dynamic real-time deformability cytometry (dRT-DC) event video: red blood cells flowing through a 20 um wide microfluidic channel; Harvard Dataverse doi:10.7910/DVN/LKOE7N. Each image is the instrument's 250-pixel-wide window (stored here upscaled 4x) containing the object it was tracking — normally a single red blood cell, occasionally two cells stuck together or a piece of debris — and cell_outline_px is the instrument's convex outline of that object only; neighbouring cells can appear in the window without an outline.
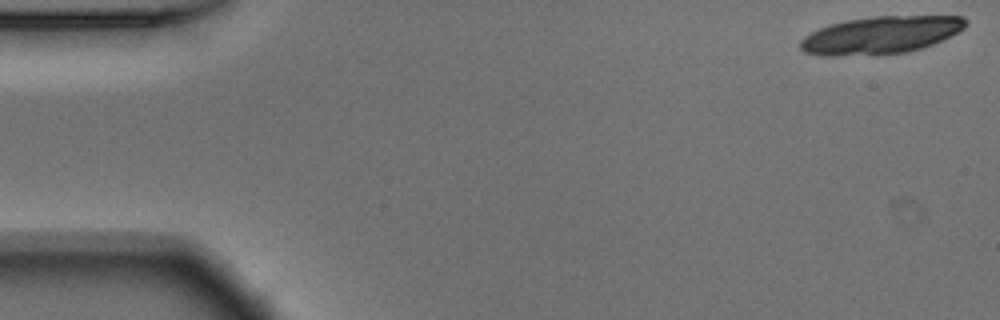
{"species": "Egyptian fruit bat (a non-hibernating species)", "species_latin": "Rousettus aegyptiacus", "temperature_condition": "warm", "stored_images_in_passage": 17, "camera_frame_rate_fps": 3000, "um_per_image_px": 0.085, "animal": {"sex": "male"}, "frame": {"image": 1, "passage_image": 1, "time_ms": 0.0, "image_size_px": [1000, 320], "cell_outline_px": [[968, 24], [964, 28], [932, 44], [920, 48], [904, 52], [876, 56], [824, 56], [804, 52], [800, 48], [800, 40], [804, 36], [828, 24], [844, 20], [876, 16], [964, 16], [968, 20]], "centroid_in_image_um": [74.82, 2.99], "position_along_channel_um": 10.2, "area_um2": 36.36}}